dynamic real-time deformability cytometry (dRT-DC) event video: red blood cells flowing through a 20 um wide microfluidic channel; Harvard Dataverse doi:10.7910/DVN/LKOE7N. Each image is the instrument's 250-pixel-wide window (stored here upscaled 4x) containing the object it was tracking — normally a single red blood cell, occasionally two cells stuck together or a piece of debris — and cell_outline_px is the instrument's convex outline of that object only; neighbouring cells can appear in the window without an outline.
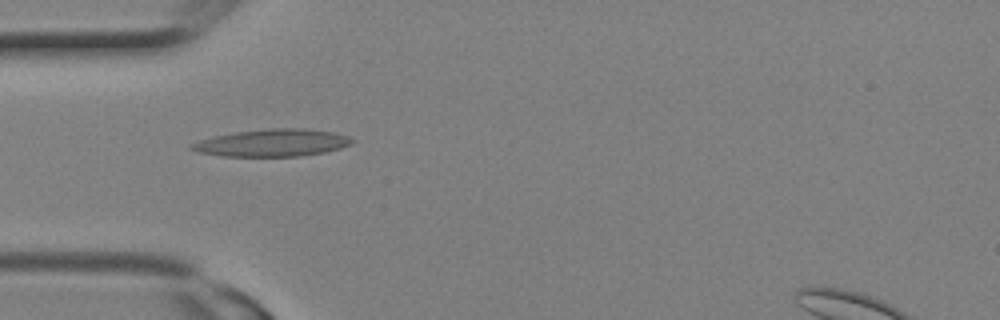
{"species": "Egyptian fruit bat (a non-hibernating species)", "species_latin": "Rousettus aegyptiacus", "temperature_condition": "room temperature", "stored_images_in_passage": 11, "camera_frame_rate_fps": 3000, "um_per_image_px": 0.085, "animal": {"sex": "female"}, "frame": {"image": 1, "passage_image": 8, "time_ms": 2.333, "image_size_px": [1000, 320], "cell_outline_px": [[356, 140], [340, 148], [324, 152], [300, 156], [220, 156], [196, 152], [188, 148], [188, 144], [200, 140], [216, 136], [236, 132], [272, 128], [304, 128], [332, 132], [348, 136]], "centroid_in_image_um": [23.11, 12.14], "position_along_channel_um": 61.9, "area_um2": 25.43}}
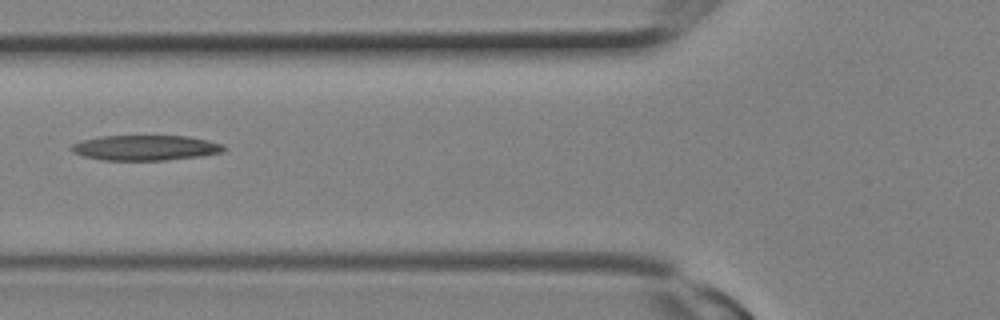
{"frame": {"image": 2, "passage_image": 10, "time_ms": 3.0, "image_size_px": [1000, 320], "cell_outline_px": [[228, 148], [224, 152], [200, 156], [164, 160], [104, 160], [84, 156], [72, 152], [72, 144], [80, 140], [100, 136], [188, 136], [208, 140], [224, 144]], "centroid_in_image_um": [12.4, 12.55], "position_along_channel_um": 113.4, "area_um2": 22.48}}